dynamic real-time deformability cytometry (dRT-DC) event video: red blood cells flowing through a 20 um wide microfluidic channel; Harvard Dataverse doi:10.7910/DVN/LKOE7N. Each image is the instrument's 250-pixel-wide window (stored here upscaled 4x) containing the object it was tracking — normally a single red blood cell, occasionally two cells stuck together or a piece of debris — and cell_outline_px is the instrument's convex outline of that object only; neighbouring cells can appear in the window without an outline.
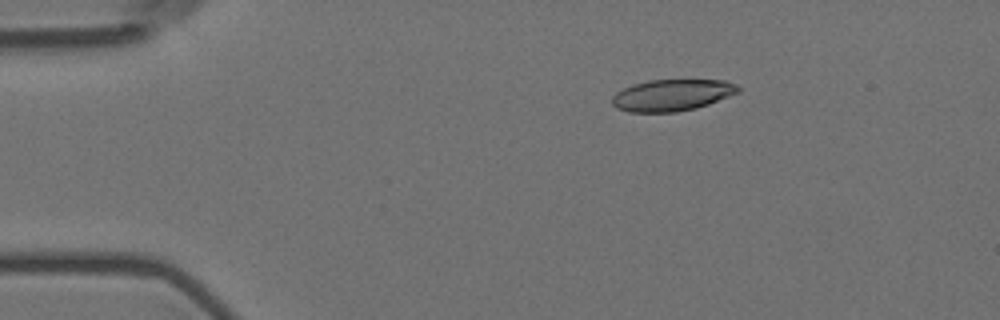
{"species": "Egyptian fruit bat (a non-hibernating species)", "species_latin": "Rousettus aegyptiacus", "temperature_condition": "room temperature", "stored_images_in_passage": 43, "camera_frame_rate_fps": 3000, "um_per_image_px": 0.085, "animal": {"sex": "female"}, "frame": {"image": 1, "passage_image": 1, "time_ms": 0.0, "image_size_px": [1000, 320], "cell_outline_px": [[740, 92], [708, 104], [696, 108], [676, 112], [628, 112], [616, 108], [612, 104], [612, 96], [616, 92], [632, 84], [648, 80], [724, 80], [736, 84], [740, 88]], "centroid_in_image_um": [57.11, 8.08], "position_along_channel_um": 27.9, "area_um2": 23.29}}
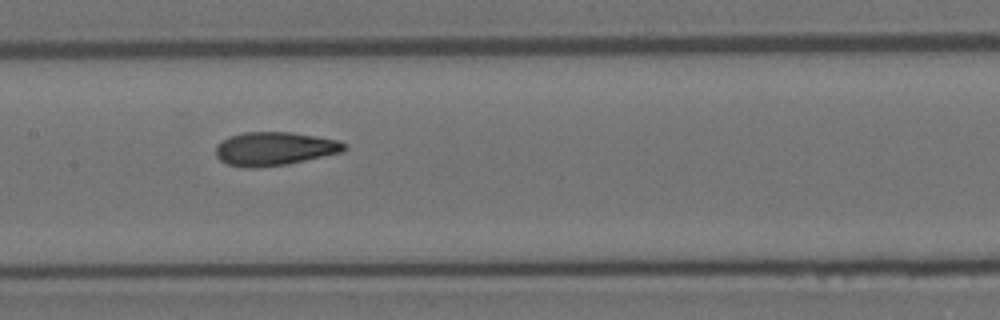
{"frame": {"image": 2, "passage_image": 19, "time_ms": 6.0, "image_size_px": [1000, 320], "cell_outline_px": [[348, 148], [344, 152], [288, 164], [256, 168], [244, 168], [228, 164], [220, 160], [216, 156], [216, 144], [228, 136], [244, 132], [292, 132], [316, 136], [336, 140], [348, 144]], "centroid_in_image_um": [23.34, 12.64], "position_along_channel_um": 184.1, "area_um2": 25.43}}
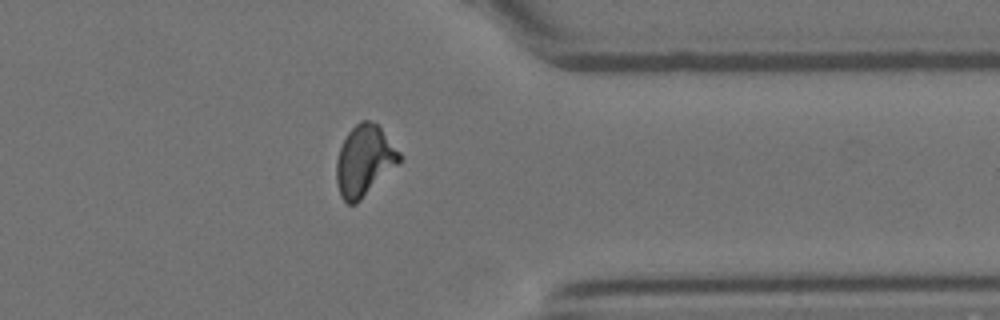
{"frame": {"image": 3, "passage_image": 36, "time_ms": 11.667, "image_size_px": [1000, 320], "cell_outline_px": [[400, 164], [356, 204], [348, 204], [340, 196], [336, 184], [336, 160], [340, 148], [348, 132], [360, 120], [368, 120], [376, 124], [380, 128], [400, 152]], "centroid_in_image_um": [30.96, 13.69], "position_along_channel_um": 380.4, "area_um2": 26.01}, "authors_computed_cell_mechanics": {"area_um2": 24.854, "velocity_mm_per_s": 3.6219, "shape_relaxation_time_tau1_ms": 5.2995, "shape_relaxation_time_tau2_ms": 1.9937, "deformation_change_tau1": 0.1952, "deformation_change_tau2": 0.092}}